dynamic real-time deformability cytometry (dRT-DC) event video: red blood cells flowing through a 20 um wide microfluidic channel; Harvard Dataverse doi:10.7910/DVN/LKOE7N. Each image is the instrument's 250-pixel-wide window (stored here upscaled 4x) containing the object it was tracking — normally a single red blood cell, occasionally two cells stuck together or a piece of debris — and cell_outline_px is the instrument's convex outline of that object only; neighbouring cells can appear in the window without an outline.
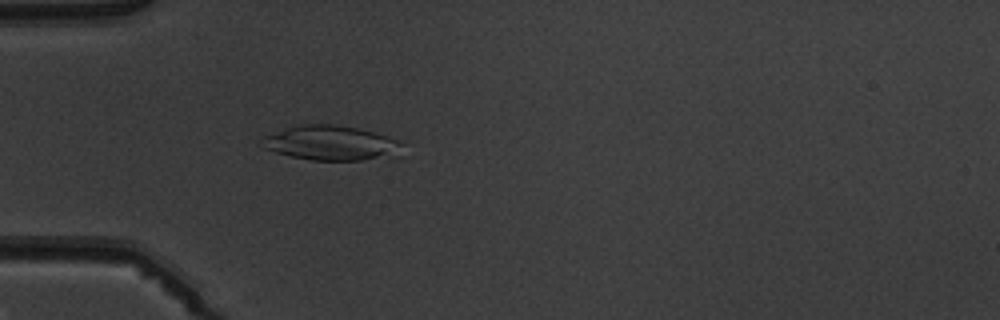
{"species": "common noctule bat (a hibernating species)", "species_latin": "Nyctalus noctula", "temperature_condition": "warm", "stored_images_in_passage": 4, "camera_frame_rate_fps": 3000, "um_per_image_px": 0.085, "animal": {"sex": "male", "body_mass_g": 19.5, "forearm_length_mm": 54.6}, "frame": {"image": 1, "passage_image": 4, "time_ms": 4.333, "image_size_px": [1000, 320], "cell_outline_px": [[400, 156], [360, 160], [312, 160], [292, 156], [276, 152], [264, 148], [260, 144], [260, 140], [264, 136], [300, 124], [336, 124], [356, 128], [372, 132], [400, 140]], "centroid_in_image_um": [28.14, 12.16], "position_along_channel_um": 56.9, "area_um2": 28.21}}